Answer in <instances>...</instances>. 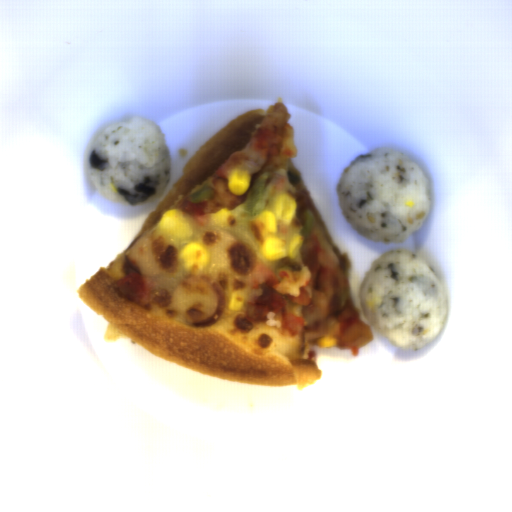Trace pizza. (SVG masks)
<instances>
[{"label": "pizza", "mask_w": 512, "mask_h": 512, "mask_svg": "<svg viewBox=\"0 0 512 512\" xmlns=\"http://www.w3.org/2000/svg\"><path fill=\"white\" fill-rule=\"evenodd\" d=\"M289 112L282 102L247 110L227 122L197 149L181 175L157 208L146 215L143 225L125 251L102 266L78 289L82 303L108 323L107 341L129 339L171 363L225 381L256 387L306 388L322 377L318 365V339L333 337L335 345L358 354L372 340L368 326L348 286L350 266L335 246L302 178L290 185L287 172L299 174L292 159L297 157ZM248 169L251 184L242 196L227 188L229 172ZM270 177L261 207L264 210L279 192L295 197L296 209L290 226L278 227L280 238L299 235L311 209L315 221L295 260L300 272L275 271L276 261L260 254L245 215V201L258 176ZM300 175V174H299ZM207 184L214 196L207 201L205 216L191 217L181 209L187 196ZM231 212L228 226L211 216L220 209ZM182 210L192 230L185 239H173L159 227L163 212ZM203 244L210 252L204 269L185 270L179 255L190 243ZM317 249L320 265L339 279L341 305L358 314L343 333L342 323L327 315L326 297L308 287L310 270L304 250ZM141 273L148 291L139 302L120 297L113 286L127 273ZM222 286L225 306L217 322L196 327L187 312L191 308L215 313L219 299L205 278ZM267 283L285 299L282 312L268 313L263 321L251 322L246 312ZM232 291L243 296L242 309L229 310ZM295 315L304 329L297 335L283 325L286 315Z\"/></svg>", "instance_id": "pizza-1"}]
</instances>
